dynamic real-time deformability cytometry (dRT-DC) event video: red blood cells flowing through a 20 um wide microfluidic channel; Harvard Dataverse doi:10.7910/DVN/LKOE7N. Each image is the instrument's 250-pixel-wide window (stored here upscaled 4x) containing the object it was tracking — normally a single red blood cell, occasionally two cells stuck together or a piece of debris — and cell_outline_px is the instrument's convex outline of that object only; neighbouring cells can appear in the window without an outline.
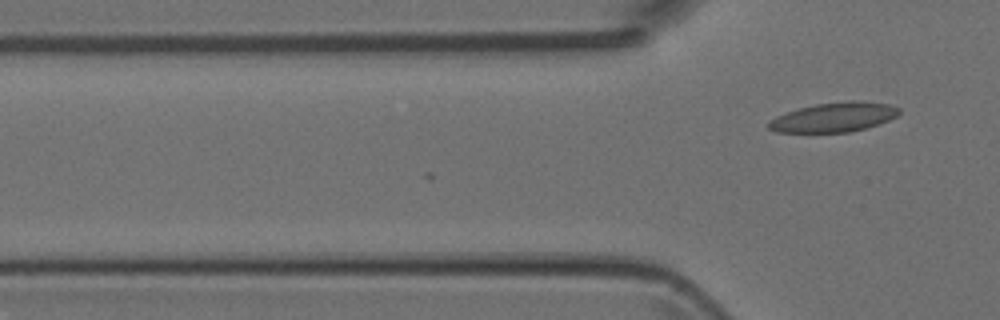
{"species": "Egyptian fruit bat (a non-hibernating species)", "species_latin": "Rousettus aegyptiacus", "temperature_condition": "room temperature", "stored_images_in_passage": 3, "camera_frame_rate_fps": 3000, "um_per_image_px": 0.085, "animal": {"sex": "female"}, "frame": {"image": 1, "passage_image": 3, "time_ms": 2.333, "image_size_px": [1000, 320], "cell_outline_px": [[900, 112], [896, 116], [888, 120], [864, 128], [848, 132], [776, 132], [768, 128], [768, 120], [776, 116], [800, 108], [816, 104], [848, 100], [852, 100], [888, 104], [900, 108]], "centroid_in_image_um": [70.86, 9.96], "position_along_channel_um": 54.9, "area_um2": 22.14}}